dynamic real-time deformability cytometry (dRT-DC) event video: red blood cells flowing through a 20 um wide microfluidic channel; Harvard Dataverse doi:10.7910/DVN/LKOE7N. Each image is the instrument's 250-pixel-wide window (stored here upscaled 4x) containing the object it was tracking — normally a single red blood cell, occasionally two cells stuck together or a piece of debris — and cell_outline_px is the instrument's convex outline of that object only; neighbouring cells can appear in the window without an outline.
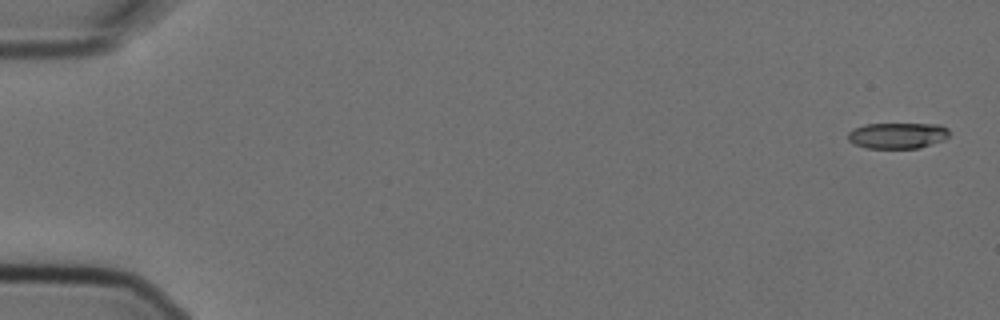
{"species": "Egyptian fruit bat (a non-hibernating species)", "species_latin": "Rousettus aegyptiacus", "temperature_condition": "cold", "stored_images_in_passage": 6, "camera_frame_rate_fps": 3000, "um_per_image_px": 0.085, "animal": {"sex": "female"}, "frame": {"image": 1, "passage_image": 1, "time_ms": 0.0, "image_size_px": [1000, 320], "cell_outline_px": [[948, 136], [944, 140], [920, 148], [868, 148], [856, 144], [848, 140], [848, 132], [852, 128], [864, 124], [940, 124], [948, 128]], "centroid_in_image_um": [76.29, 11.51], "position_along_channel_um": 8.7, "area_um2": 15.37}}
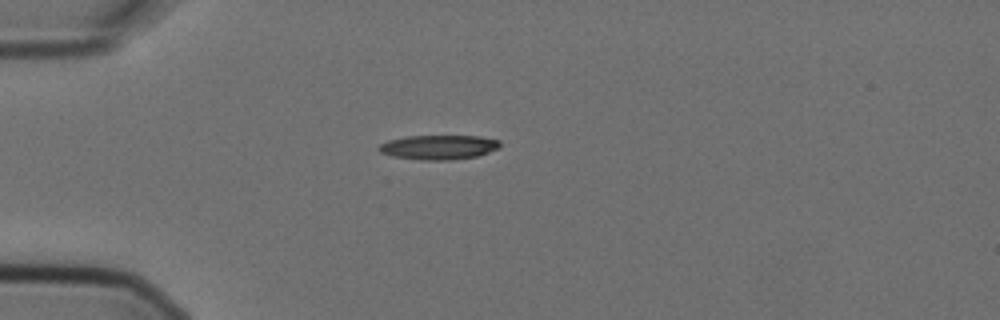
{"frame": {"image": 2, "passage_image": 5, "time_ms": 1.333, "image_size_px": [1000, 320], "cell_outline_px": [[500, 144], [496, 148], [488, 152], [476, 156], [448, 160], [424, 160], [392, 156], [380, 152], [376, 148], [380, 144], [388, 140], [408, 136], [480, 136], [500, 140]], "centroid_in_image_um": [37.25, 12.5], "position_along_channel_um": 47.8, "area_um2": 17.11}}